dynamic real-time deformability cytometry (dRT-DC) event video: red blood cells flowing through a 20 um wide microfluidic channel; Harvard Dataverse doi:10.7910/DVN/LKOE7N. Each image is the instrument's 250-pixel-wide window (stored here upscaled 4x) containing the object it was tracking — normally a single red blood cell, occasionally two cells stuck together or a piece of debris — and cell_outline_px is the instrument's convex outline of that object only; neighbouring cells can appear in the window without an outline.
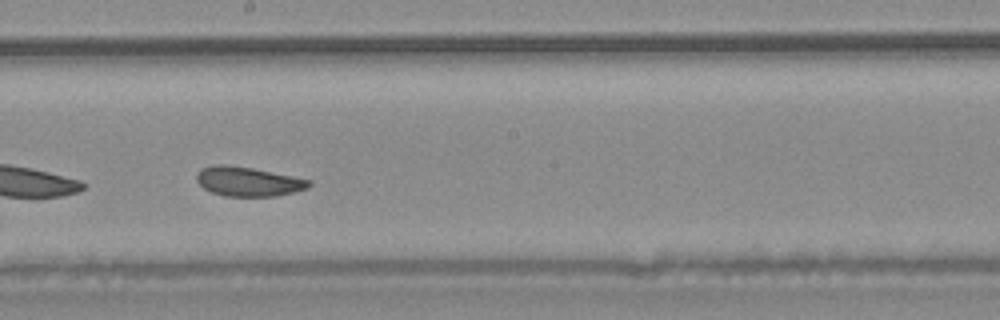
{"species": "common noctule bat (a hibernating species)", "species_latin": "Nyctalus noctula", "temperature_condition": "warm", "stored_images_in_passage": 38, "camera_frame_rate_fps": 3000, "um_per_image_px": 0.085, "animal": {"sex": "male", "body_mass_g": 20.4}, "frame": {"image": 1, "passage_image": 22, "time_ms": 7.0, "image_size_px": [1000, 320], "cell_outline_px": [[312, 184], [308, 188], [276, 196], [224, 196], [212, 192], [204, 188], [196, 180], [196, 172], [200, 168], [212, 164], [228, 164], [252, 168], [312, 180]], "centroid_in_image_um": [21.06, 15.41], "position_along_channel_um": 227.1, "area_um2": 19.36}, "authors_computed_cell_mechanics": {"area_um2": 19.9988, "velocity_mm_per_s": 4.0301, "shape_relaxation_time_tau1_ms": 5.3454, "shape_relaxation_time_tau2_ms": 2.4425, "deformation_change_tau1": 0.0967, "deformation_change_tau2": 0.075}}